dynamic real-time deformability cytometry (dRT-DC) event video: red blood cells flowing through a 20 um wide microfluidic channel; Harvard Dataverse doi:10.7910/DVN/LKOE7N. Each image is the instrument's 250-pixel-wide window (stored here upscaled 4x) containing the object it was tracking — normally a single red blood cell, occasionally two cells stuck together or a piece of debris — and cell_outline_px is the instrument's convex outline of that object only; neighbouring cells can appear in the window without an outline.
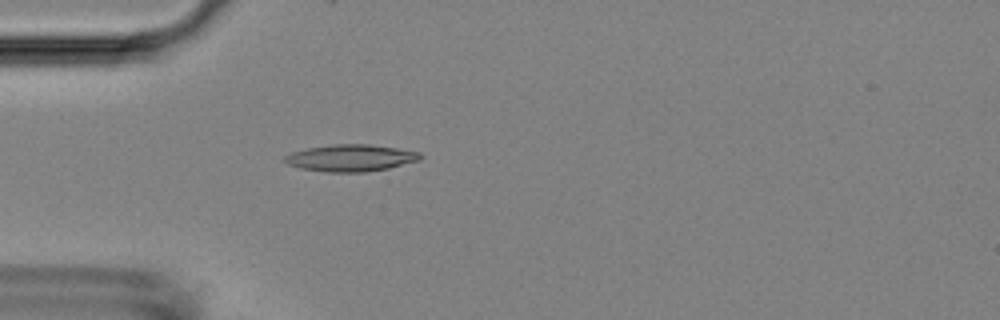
{"species": "Egyptian fruit bat (a non-hibernating species)", "species_latin": "Rousettus aegyptiacus", "temperature_condition": "room temperature", "stored_images_in_passage": 52, "camera_frame_rate_fps": 3000, "um_per_image_px": 0.085, "animal": {"sex": "female"}, "frame": {"image": 1, "passage_image": 15, "time_ms": 4.667, "image_size_px": [1000, 320], "cell_outline_px": [[424, 156], [420, 160], [388, 168], [364, 172], [324, 172], [300, 168], [288, 164], [280, 160], [284, 156], [292, 152], [308, 148], [332, 144], [368, 144], [396, 148], [420, 152]], "centroid_in_image_um": [29.79, 13.42], "position_along_channel_um": 55.2, "area_um2": 21.33}}
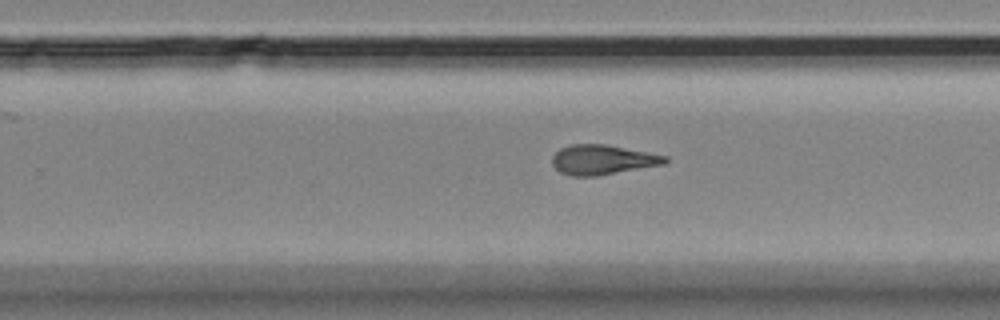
{"frame": {"image": 2, "passage_image": 33, "time_ms": 10.667, "image_size_px": [1000, 320], "cell_outline_px": [[668, 160], [664, 164], [596, 176], [568, 176], [560, 172], [552, 164], [552, 156], [560, 148], [572, 144], [604, 144], [648, 152], [668, 156]], "centroid_in_image_um": [51.19, 13.58], "position_along_channel_um": 278.6, "area_um2": 19.54}}
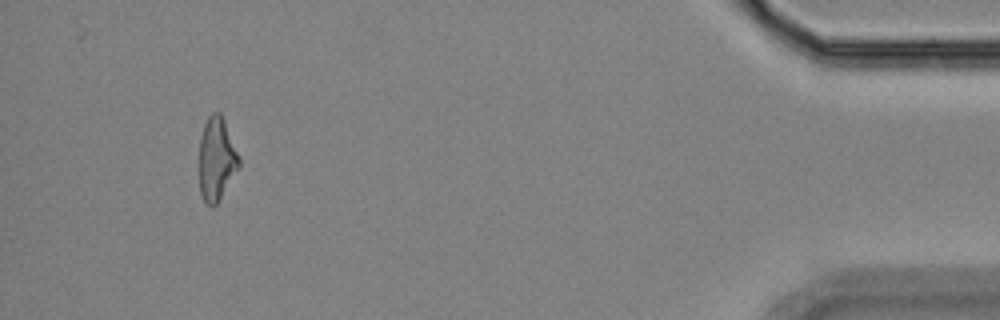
{"frame": {"image": 3, "passage_image": 49, "time_ms": 16.0, "image_size_px": [1000, 320], "cell_outline_px": [[240, 168], [216, 204], [212, 208], [204, 200], [200, 192], [200, 136], [204, 124], [208, 116], [212, 112], [220, 112], [224, 120], [240, 160]], "centroid_in_image_um": [18.41, 13.52], "position_along_channel_um": 416.8, "area_um2": 19.13}, "authors_computed_cell_mechanics": {"area_um2": 19.8543, "velocity_mm_per_s": 3.8209, "shape_relaxation_time_tau1_ms": 10.4998, "shape_relaxation_time_tau2_ms": 3.2554, "deformation_change_tau1": 0.2614, "deformation_change_tau2": 0.1333}}